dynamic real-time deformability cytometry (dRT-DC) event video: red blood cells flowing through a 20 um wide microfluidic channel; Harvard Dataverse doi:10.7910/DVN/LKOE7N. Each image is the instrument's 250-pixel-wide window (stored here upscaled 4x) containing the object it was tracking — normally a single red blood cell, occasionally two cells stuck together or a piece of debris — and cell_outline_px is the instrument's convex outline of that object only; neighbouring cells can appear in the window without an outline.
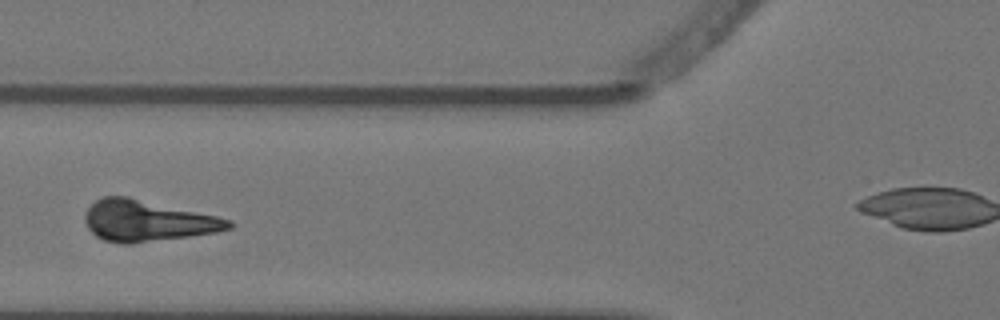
{"species": "Egyptian fruit bat (a non-hibernating species)", "species_latin": "Rousettus aegyptiacus", "temperature_condition": "warm", "stored_images_in_passage": 6, "camera_frame_rate_fps": 3000, "um_per_image_px": 0.085, "animal": {"sex": "female"}, "frame": {"image": 1, "passage_image": 4, "time_ms": 1.0, "image_size_px": [1000, 320], "cell_outline_px": [[232, 228], [216, 232], [132, 244], [120, 244], [104, 240], [96, 236], [88, 228], [84, 220], [84, 216], [88, 208], [96, 200], [104, 196], [128, 196], [216, 216], [232, 220]], "centroid_in_image_um": [12.49, 18.77], "position_along_channel_um": 113.3, "area_um2": 34.28}}
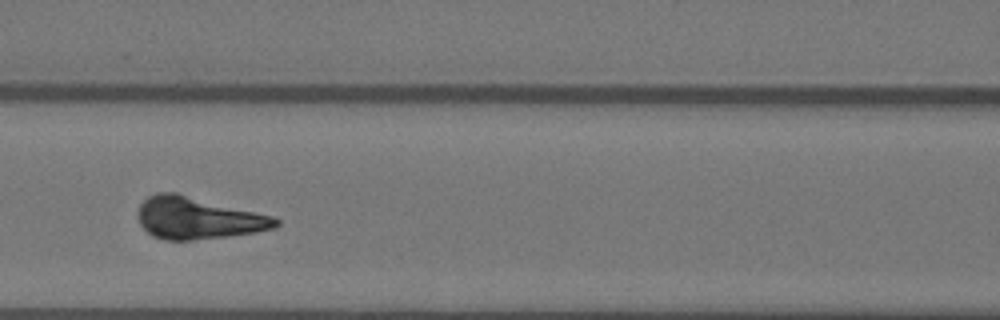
{"frame": {"image": 2, "passage_image": 5, "time_ms": 1.333, "image_size_px": [1000, 320], "cell_outline_px": [[280, 224], [276, 228], [256, 232], [228, 236], [192, 240], [164, 240], [152, 236], [140, 224], [136, 216], [136, 212], [140, 204], [148, 196], [156, 192], [176, 192], [272, 216], [280, 220]], "centroid_in_image_um": [16.79, 18.53], "position_along_channel_um": 149.8, "area_um2": 33.87}}
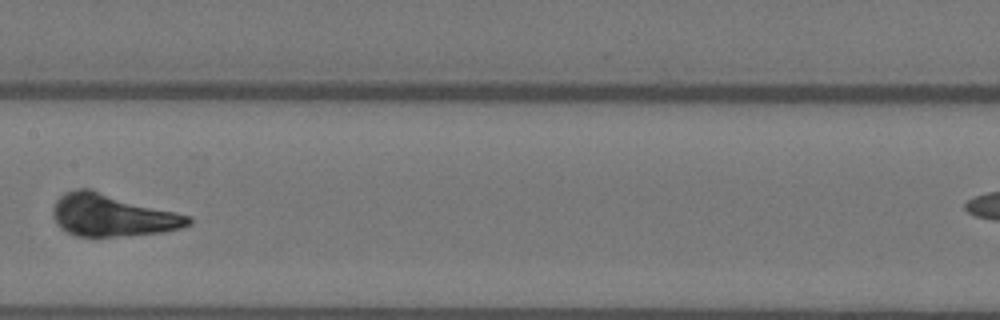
{"frame": {"image": 3, "passage_image": 6, "time_ms": 1.667, "image_size_px": [1000, 320], "cell_outline_px": [[192, 224], [180, 228], [160, 232], [116, 236], [76, 236], [60, 228], [52, 216], [52, 208], [56, 200], [64, 192], [76, 188], [88, 188], [192, 216]], "centroid_in_image_um": [9.51, 18.28], "position_along_channel_um": 197.9, "area_um2": 33.29}}